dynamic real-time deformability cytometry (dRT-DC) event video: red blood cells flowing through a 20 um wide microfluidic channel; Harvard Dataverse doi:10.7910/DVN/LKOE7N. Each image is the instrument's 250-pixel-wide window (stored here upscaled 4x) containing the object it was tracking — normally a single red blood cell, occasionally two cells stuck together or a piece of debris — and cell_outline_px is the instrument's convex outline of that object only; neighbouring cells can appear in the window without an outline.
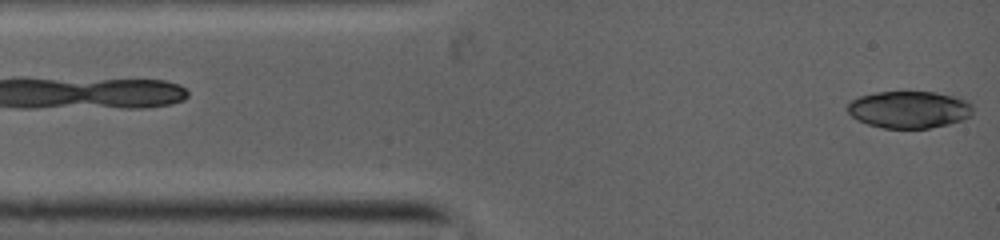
{"species": "common noctule bat (a hibernating species)", "species_latin": "Nyctalus noctula", "temperature_condition": "warm", "stored_images_in_passage": 7, "camera_frame_rate_fps": 5000, "um_per_image_px": 0.085, "animal": {"sex": "female", "body_mass_g": 19.0, "forearm_length_mm": 53.3}, "frame": {"image": 1, "passage_image": 1, "time_ms": 0.0, "image_size_px": [1000, 240], "cell_outline_px": [[972, 116], [948, 124], [928, 128], [884, 128], [868, 124], [852, 116], [848, 112], [848, 104], [852, 100], [860, 96], [876, 92], [936, 92], [960, 96], [972, 104]], "centroid_in_image_um": [77.32, 9.3], "position_along_channel_um": 7.7, "area_um2": 27.11}}
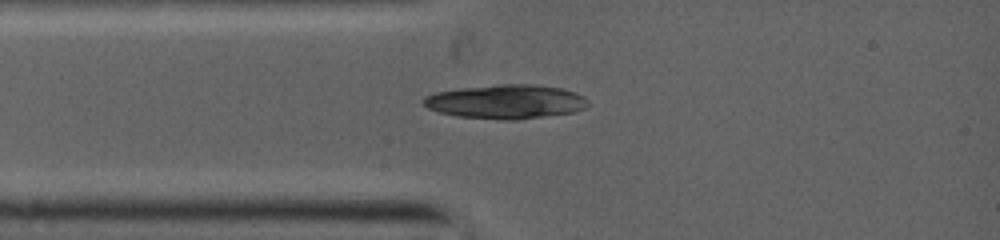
{"frame": {"image": 2, "passage_image": 7, "time_ms": 2.0, "image_size_px": [1000, 240], "cell_outline_px": [[588, 104], [584, 108], [572, 112], [512, 120], [508, 120], [460, 116], [440, 112], [428, 108], [424, 104], [424, 96], [436, 92], [460, 88], [504, 84], [528, 84], [560, 88], [576, 92], [584, 96], [588, 100]], "centroid_in_image_um": [43.01, 8.63], "position_along_channel_um": 42.0, "area_um2": 32.14}}